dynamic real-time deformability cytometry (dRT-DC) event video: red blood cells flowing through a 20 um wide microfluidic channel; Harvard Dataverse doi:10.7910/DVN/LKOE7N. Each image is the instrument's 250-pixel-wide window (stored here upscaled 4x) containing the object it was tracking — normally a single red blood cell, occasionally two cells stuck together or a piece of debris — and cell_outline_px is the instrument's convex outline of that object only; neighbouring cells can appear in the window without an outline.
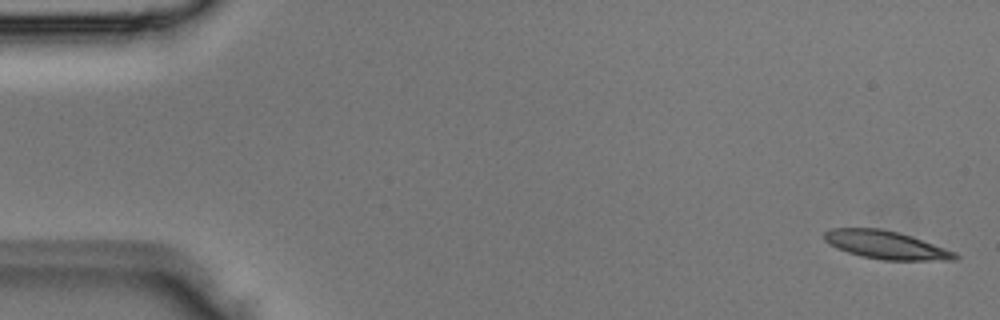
{"species": "Egyptian fruit bat (a non-hibernating species)", "species_latin": "Rousettus aegyptiacus", "temperature_condition": "room temperature", "stored_images_in_passage": 3, "camera_frame_rate_fps": 3000, "um_per_image_px": 0.085, "animal": {"sex": "male"}, "frame": {"image": 1, "passage_image": 1, "time_ms": 0.0, "image_size_px": [1000, 320], "cell_outline_px": [[960, 256], [956, 260], [884, 260], [860, 256], [836, 248], [828, 244], [824, 240], [824, 232], [832, 228], [880, 228], [912, 236], [956, 252]], "centroid_in_image_um": [75.3, 20.82], "position_along_channel_um": 9.7, "area_um2": 21.44}}